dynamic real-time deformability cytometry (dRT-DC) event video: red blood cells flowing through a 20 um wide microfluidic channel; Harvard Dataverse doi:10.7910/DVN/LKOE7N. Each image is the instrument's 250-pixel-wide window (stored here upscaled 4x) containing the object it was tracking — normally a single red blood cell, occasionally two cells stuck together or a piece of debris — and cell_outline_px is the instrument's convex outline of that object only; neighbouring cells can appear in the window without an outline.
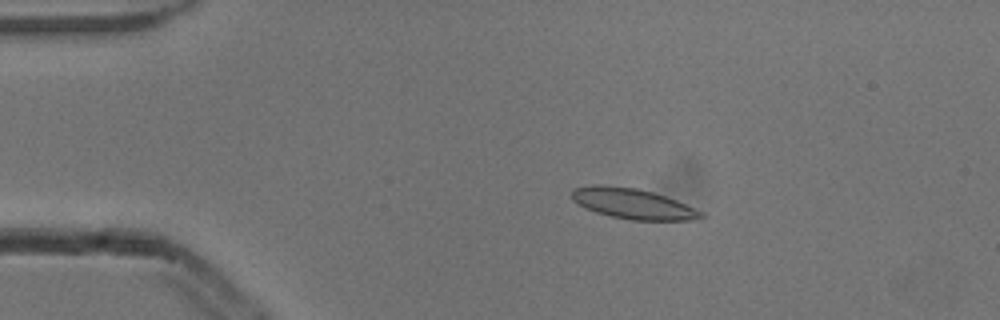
{"species": "common noctule bat (a hibernating species)", "species_latin": "Nyctalus noctula", "temperature_condition": "cold", "stored_images_in_passage": 8, "camera_frame_rate_fps": 3000, "um_per_image_px": 0.085, "animal": {"sex": "male", "body_mass_g": 13.3}, "frame": {"image": 1, "passage_image": 3, "time_ms": 0.667, "image_size_px": [1000, 320], "cell_outline_px": [[708, 216], [704, 220], [632, 220], [612, 216], [596, 212], [584, 208], [572, 200], [572, 188], [592, 184], [600, 184], [636, 188], [652, 192], [676, 200], [704, 212]], "centroid_in_image_um": [53.82, 17.32], "position_along_channel_um": 31.2, "area_um2": 23.18}}
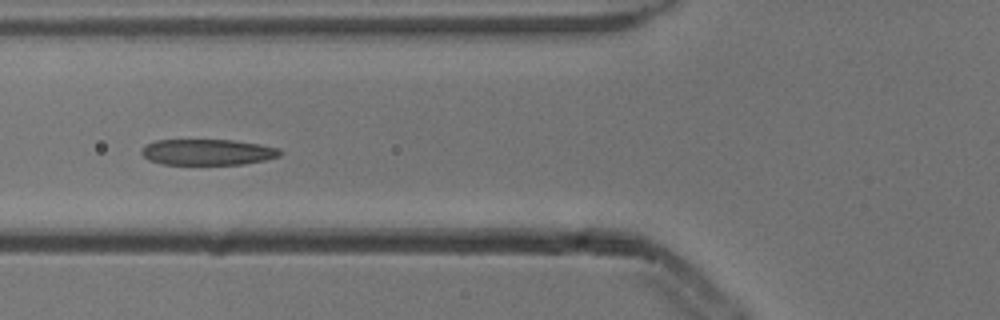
{"frame": {"image": 2, "passage_image": 6, "time_ms": 1.667, "image_size_px": [1000, 320], "cell_outline_px": [[284, 152], [280, 156], [264, 160], [244, 164], [160, 164], [148, 160], [140, 152], [148, 144], [156, 140], [232, 140], [260, 144], [280, 148]], "centroid_in_image_um": [17.69, 12.93], "position_along_channel_um": 108.1, "area_um2": 20.92}}
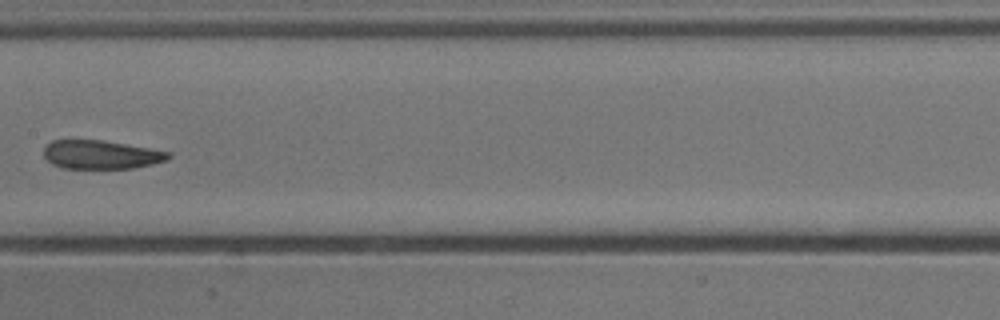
{"frame": {"image": 3, "passage_image": 8, "time_ms": 2.333, "image_size_px": [1000, 320], "cell_outline_px": [[172, 156], [168, 160], [152, 164], [132, 168], [64, 168], [52, 164], [44, 156], [44, 148], [52, 140], [100, 140], [172, 152]], "centroid_in_image_um": [8.61, 13.15], "position_along_channel_um": 198.8, "area_um2": 20.63}}